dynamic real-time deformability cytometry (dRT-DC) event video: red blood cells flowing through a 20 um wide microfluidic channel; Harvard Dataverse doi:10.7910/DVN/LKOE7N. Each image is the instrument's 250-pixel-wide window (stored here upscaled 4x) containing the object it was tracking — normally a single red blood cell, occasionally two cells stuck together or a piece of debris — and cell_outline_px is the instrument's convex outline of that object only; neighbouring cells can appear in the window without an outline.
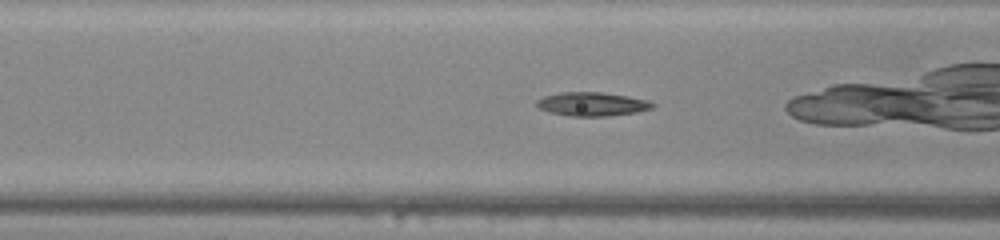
{"species": "common noctule bat (a hibernating species)", "species_latin": "Nyctalus noctula", "temperature_condition": "warm", "stored_images_in_passage": 35, "camera_frame_rate_fps": 3000, "um_per_image_px": 0.085, "animal": {"sex": "male", "body_mass_g": 20.0, "forearm_length_mm": 53.3}, "frame": {"image": 1, "passage_image": 10, "time_ms": 3.0, "image_size_px": [1000, 240], "cell_outline_px": [[656, 104], [652, 108], [636, 112], [608, 116], [572, 116], [548, 112], [540, 108], [536, 104], [536, 100], [544, 96], [560, 92], [600, 92], [628, 96], [648, 100]], "centroid_in_image_um": [50.33, 8.84], "position_along_channel_um": 116.3, "area_um2": 16.01}}
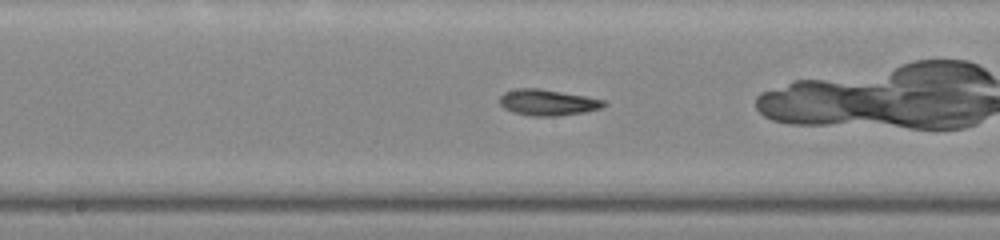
{"frame": {"image": 2, "passage_image": 16, "time_ms": 5.0, "image_size_px": [1000, 240], "cell_outline_px": [[608, 104], [600, 108], [584, 112], [556, 116], [532, 116], [516, 112], [504, 108], [500, 104], [500, 96], [504, 92], [516, 88], [540, 88], [584, 96], [604, 100]], "centroid_in_image_um": [46.54, 8.7], "position_along_channel_um": 201.7, "area_um2": 15.66}}
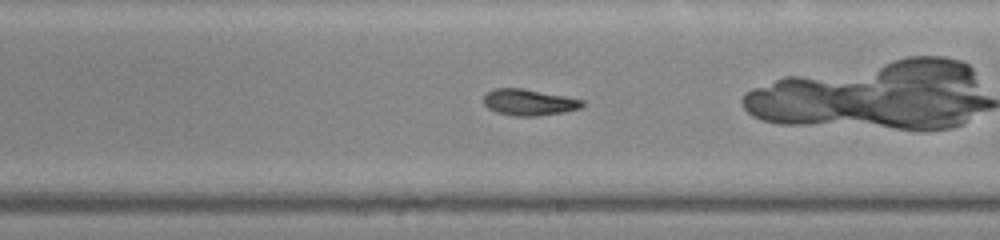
{"frame": {"image": 3, "passage_image": 19, "time_ms": 6.0, "image_size_px": [1000, 240], "cell_outline_px": [[584, 104], [580, 108], [564, 112], [536, 116], [516, 116], [496, 112], [488, 108], [484, 104], [484, 96], [492, 88], [524, 88], [584, 100]], "centroid_in_image_um": [44.95, 8.69], "position_along_channel_um": 244.1, "area_um2": 15.09}, "authors_computed_cell_mechanics": {"area_um2": 16.3574, "velocity_mm_per_s": 4.2664, "shape_relaxation_time_tau1_ms": 11.1869, "shape_relaxation_time_tau2_ms": 5.082, "deformation_change_tau1": 0.2691, "deformation_change_tau2": 0.1192}}